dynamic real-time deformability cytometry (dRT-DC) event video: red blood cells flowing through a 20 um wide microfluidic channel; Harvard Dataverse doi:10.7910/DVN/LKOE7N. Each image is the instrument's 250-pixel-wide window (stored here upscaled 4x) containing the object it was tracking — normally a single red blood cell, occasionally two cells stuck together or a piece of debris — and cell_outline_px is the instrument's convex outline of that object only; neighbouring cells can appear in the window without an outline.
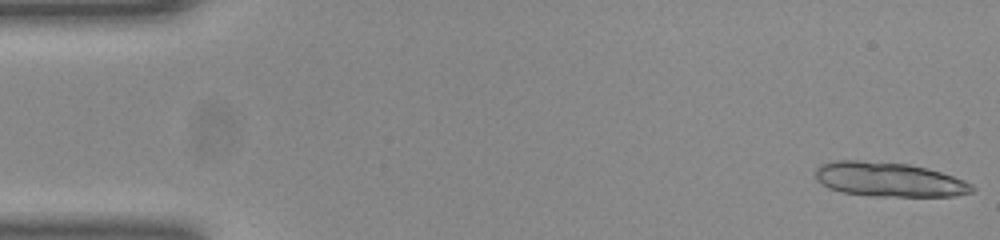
{"species": "common noctule bat (a hibernating species)", "species_latin": "Nyctalus noctula", "temperature_condition": "room temperature", "stored_images_in_passage": 52, "camera_frame_rate_fps": 3000, "um_per_image_px": 0.085, "animal": {"sex": "female", "body_mass_g": 23.0, "forearm_length_mm": 53.4}, "frame": {"image": 1, "passage_image": 1, "time_ms": 0.0, "image_size_px": [1000, 240], "cell_outline_px": [[976, 188], [972, 192], [952, 196], [872, 196], [840, 192], [828, 188], [816, 180], [816, 168], [820, 164], [836, 160], [860, 160], [908, 164], [928, 168], [964, 180], [972, 184]], "centroid_in_image_um": [75.54, 15.26], "position_along_channel_um": 9.5, "area_um2": 31.5}}
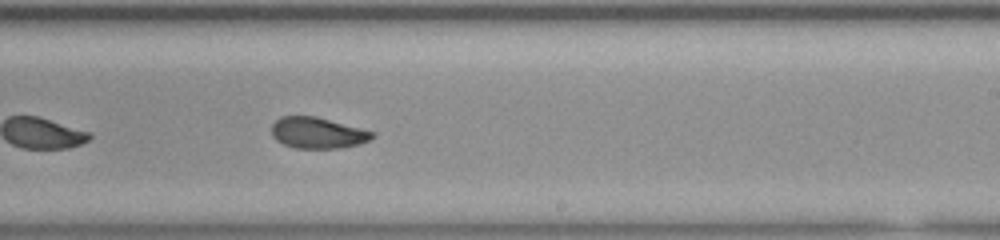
{"frame": {"image": 2, "passage_image": 31, "time_ms": 10.0, "image_size_px": [1000, 240], "cell_outline_px": [[376, 136], [368, 140], [356, 144], [340, 148], [296, 148], [284, 144], [276, 140], [272, 136], [272, 124], [280, 116], [316, 116], [376, 132]], "centroid_in_image_um": [26.99, 11.28], "position_along_channel_um": 262.0, "area_um2": 18.21}}
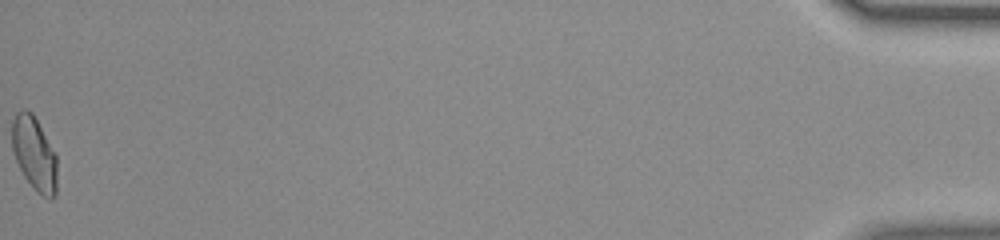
{"frame": {"image": 3, "passage_image": 52, "time_ms": 17.0, "image_size_px": [1000, 240], "cell_outline_px": [[56, 196], [52, 200], [48, 200], [36, 192], [24, 176], [12, 152], [12, 120], [16, 112], [24, 108], [32, 112], [56, 152]], "centroid_in_image_um": [2.92, 13.07], "position_along_channel_um": 432.3, "area_um2": 19.71}, "authors_computed_cell_mechanics": {"area_um2": 19.4497, "velocity_mm_per_s": 3.9379, "shape_relaxation_time_tau1_ms": 7.4081, "shape_relaxation_time_tau2_ms": 1.9133, "deformation_change_tau1": 0.1745, "deformation_change_tau2": 0.0653}}